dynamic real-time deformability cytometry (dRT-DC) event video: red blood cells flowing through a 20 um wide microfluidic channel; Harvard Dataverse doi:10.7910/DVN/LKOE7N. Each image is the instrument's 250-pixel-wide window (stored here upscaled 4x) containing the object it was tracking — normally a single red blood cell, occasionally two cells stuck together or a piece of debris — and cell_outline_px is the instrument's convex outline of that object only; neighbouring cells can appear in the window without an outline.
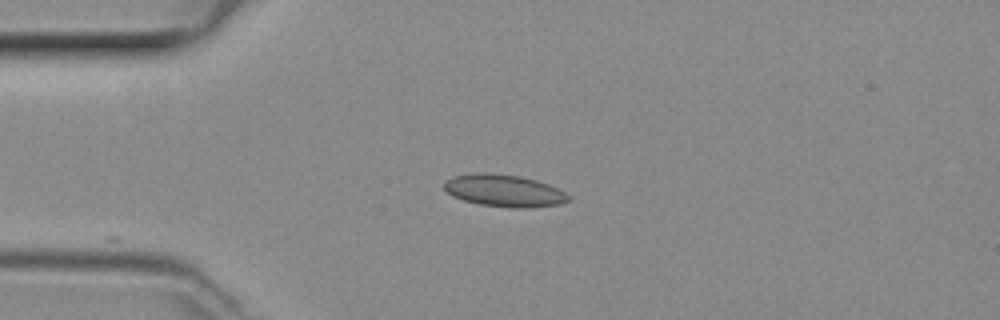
{"species": "common noctule bat (a hibernating species)", "species_latin": "Nyctalus noctula", "temperature_condition": "room temperature", "stored_images_in_passage": 17, "camera_frame_rate_fps": 3000, "um_per_image_px": 0.085, "animal": {"sex": "female", "body_mass_g": 29.2, "forearm_length_mm": 56.3}, "frame": {"image": 1, "passage_image": 1, "time_ms": 0.0, "image_size_px": [1000, 320], "cell_outline_px": [[568, 200], [560, 204], [524, 208], [512, 208], [480, 204], [464, 200], [452, 196], [444, 188], [444, 184], [452, 176], [476, 172], [488, 172], [520, 176], [536, 180], [548, 184], [564, 192], [568, 196]], "centroid_in_image_um": [42.82, 16.19], "position_along_channel_um": 42.2, "area_um2": 23.12}}
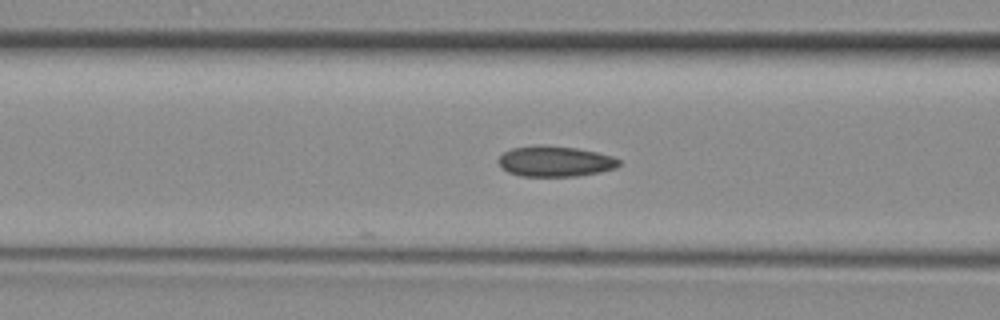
{"frame": {"image": 2, "passage_image": 8, "time_ms": 2.333, "image_size_px": [1000, 320], "cell_outline_px": [[620, 164], [616, 168], [600, 172], [576, 176], [520, 176], [508, 172], [500, 164], [500, 156], [504, 152], [512, 148], [576, 148], [596, 152], [612, 156], [620, 160]], "centroid_in_image_um": [47.25, 13.76], "position_along_channel_um": 119.3, "area_um2": 20.46}}
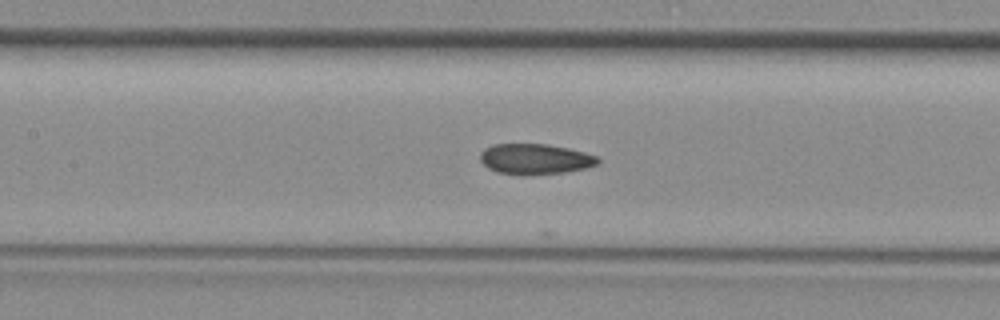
{"frame": {"image": 3, "passage_image": 11, "time_ms": 3.333, "image_size_px": [1000, 320], "cell_outline_px": [[600, 160], [596, 164], [584, 168], [564, 172], [524, 176], [496, 172], [488, 168], [480, 160], [480, 152], [484, 148], [492, 144], [548, 144], [568, 148], [584, 152], [596, 156]], "centroid_in_image_um": [45.43, 13.52], "position_along_channel_um": 162.0, "area_um2": 21.04}}